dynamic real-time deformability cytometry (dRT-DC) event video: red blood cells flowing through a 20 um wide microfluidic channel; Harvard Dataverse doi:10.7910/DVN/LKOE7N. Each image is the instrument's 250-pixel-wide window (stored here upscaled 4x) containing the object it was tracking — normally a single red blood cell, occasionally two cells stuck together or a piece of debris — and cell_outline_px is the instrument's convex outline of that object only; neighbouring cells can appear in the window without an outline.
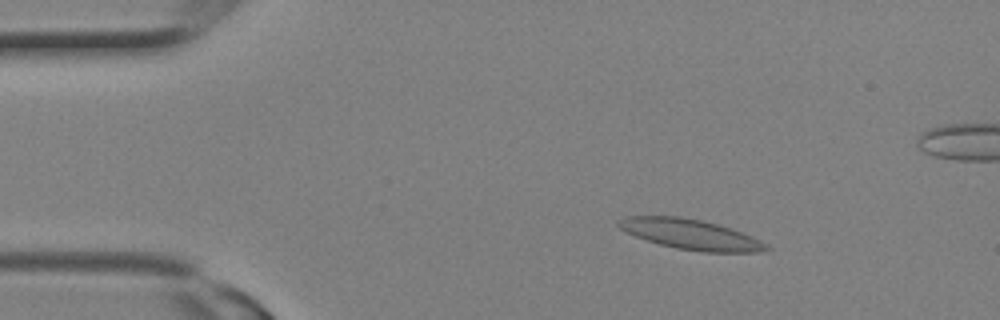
{"species": "Egyptian fruit bat (a non-hibernating species)", "species_latin": "Rousettus aegyptiacus", "temperature_condition": "room temperature", "stored_images_in_passage": 3, "camera_frame_rate_fps": 3000, "um_per_image_px": 0.085, "animal": {"sex": "female"}, "frame": {"image": 1, "passage_image": 2, "time_ms": 0.333, "image_size_px": [1000, 320], "cell_outline_px": [[772, 248], [760, 252], [704, 252], [676, 248], [660, 244], [636, 236], [620, 228], [616, 224], [616, 220], [624, 216], [680, 216], [704, 220], [732, 228], [752, 236], [768, 244]], "centroid_in_image_um": [58.73, 19.91], "position_along_channel_um": 26.3, "area_um2": 26.13}}